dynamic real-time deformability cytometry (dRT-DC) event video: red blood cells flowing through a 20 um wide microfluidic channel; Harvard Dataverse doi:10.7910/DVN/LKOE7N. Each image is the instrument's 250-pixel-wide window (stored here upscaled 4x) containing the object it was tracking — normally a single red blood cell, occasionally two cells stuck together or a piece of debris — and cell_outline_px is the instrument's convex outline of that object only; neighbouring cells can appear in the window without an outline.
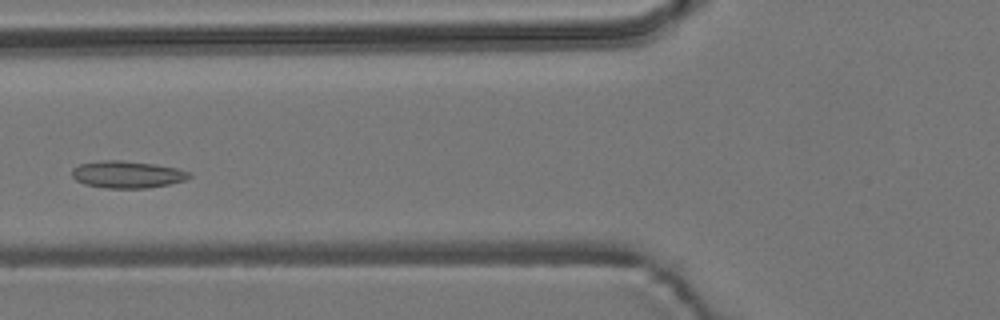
{"species": "common noctule bat (a hibernating species)", "species_latin": "Nyctalus noctula", "temperature_condition": "room temperature", "stored_images_in_passage": 9, "camera_frame_rate_fps": 3000, "um_per_image_px": 0.085, "animal": {"sex": "male", "body_mass_g": 19.2, "forearm_length_mm": 51.8}, "frame": {"image": 1, "passage_image": 4, "time_ms": 1.0, "image_size_px": [1000, 320], "cell_outline_px": [[192, 176], [184, 180], [168, 184], [144, 188], [104, 188], [84, 184], [76, 180], [72, 176], [72, 168], [80, 164], [104, 160], [120, 160], [156, 164], [176, 168], [192, 172]], "centroid_in_image_um": [10.81, 14.82], "position_along_channel_um": 115.0, "area_um2": 18.5}}
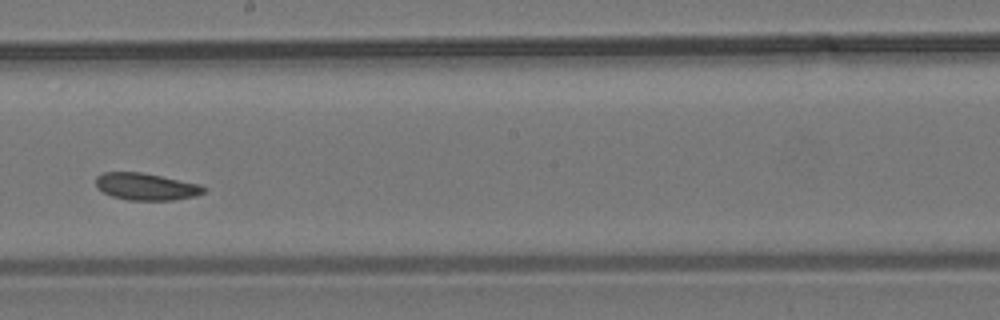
{"frame": {"image": 2, "passage_image": 7, "time_ms": 2.0, "image_size_px": [1000, 320], "cell_outline_px": [[208, 188], [204, 192], [196, 196], [176, 200], [128, 200], [112, 196], [96, 188], [96, 176], [104, 172], [140, 172], [200, 184]], "centroid_in_image_um": [12.43, 15.87], "position_along_channel_um": 235.8, "area_um2": 17.05}}
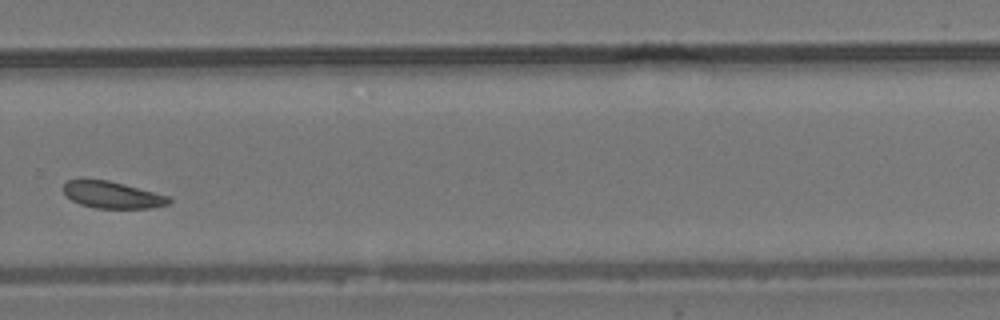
{"frame": {"image": 3, "passage_image": 9, "time_ms": 2.667, "image_size_px": [1000, 320], "cell_outline_px": [[172, 204], [152, 208], [96, 208], [80, 204], [72, 200], [64, 192], [64, 184], [68, 180], [80, 176], [108, 180], [124, 184], [168, 196], [172, 200]], "centroid_in_image_um": [9.51, 16.53], "position_along_channel_um": 320.3, "area_um2": 16.88}}